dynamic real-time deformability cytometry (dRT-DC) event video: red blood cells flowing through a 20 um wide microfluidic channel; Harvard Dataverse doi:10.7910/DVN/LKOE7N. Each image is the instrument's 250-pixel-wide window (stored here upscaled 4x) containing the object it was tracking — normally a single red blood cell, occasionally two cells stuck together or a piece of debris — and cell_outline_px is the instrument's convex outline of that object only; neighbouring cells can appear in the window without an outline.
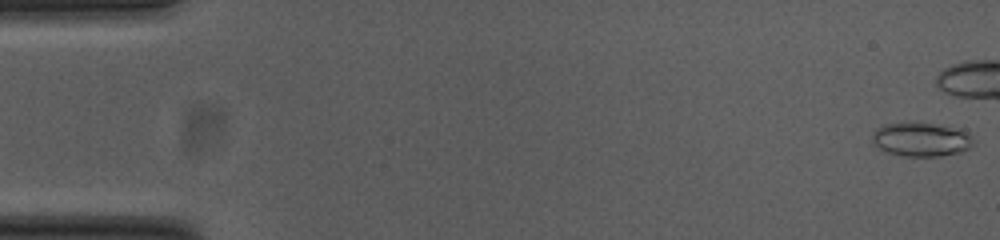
{"species": "common noctule bat (a hibernating species)", "species_latin": "Nyctalus noctula", "temperature_condition": "cold", "stored_images_in_passage": 42, "camera_frame_rate_fps": 3000, "um_per_image_px": 0.085, "animal": {"sex": "female", "body_mass_g": 23.0, "forearm_length_mm": 53.4}, "frame": {"image": 1, "passage_image": 1, "time_ms": 0.0, "image_size_px": [1000, 240], "cell_outline_px": [[976, 144], [964, 152], [940, 156], [904, 156], [888, 152], [880, 148], [872, 140], [872, 132], [876, 128], [884, 124], [904, 120], [920, 120], [960, 128], [972, 136]], "centroid_in_image_um": [78.34, 11.79], "position_along_channel_um": 6.7, "area_um2": 21.04}}
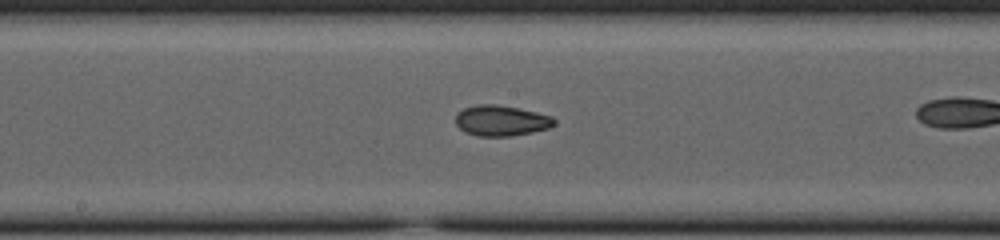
{"frame": {"image": 2, "passage_image": 28, "time_ms": 9.0, "image_size_px": [1000, 240], "cell_outline_px": [[556, 124], [548, 128], [532, 132], [508, 136], [476, 136], [464, 132], [456, 124], [456, 112], [464, 108], [476, 104], [496, 104], [520, 108], [552, 116], [556, 120]], "centroid_in_image_um": [42.59, 10.24], "position_along_channel_um": 205.6, "area_um2": 17.74}}
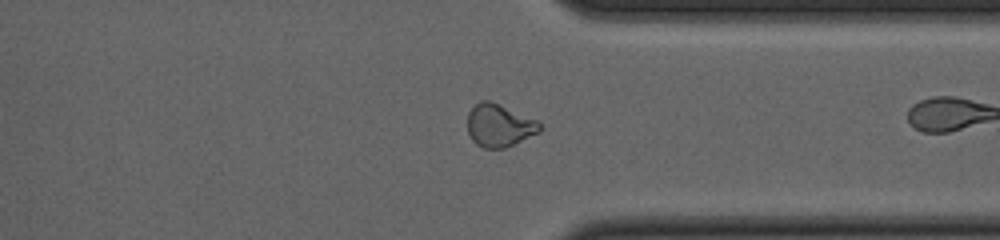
{"frame": {"image": 3, "passage_image": 41, "time_ms": 13.333, "image_size_px": [1000, 240], "cell_outline_px": [[540, 132], [504, 148], [484, 148], [476, 144], [472, 140], [468, 132], [468, 112], [480, 100], [488, 100], [536, 120], [540, 124]], "centroid_in_image_um": [42.4, 10.67], "position_along_channel_um": 369.0, "area_um2": 17.63}}